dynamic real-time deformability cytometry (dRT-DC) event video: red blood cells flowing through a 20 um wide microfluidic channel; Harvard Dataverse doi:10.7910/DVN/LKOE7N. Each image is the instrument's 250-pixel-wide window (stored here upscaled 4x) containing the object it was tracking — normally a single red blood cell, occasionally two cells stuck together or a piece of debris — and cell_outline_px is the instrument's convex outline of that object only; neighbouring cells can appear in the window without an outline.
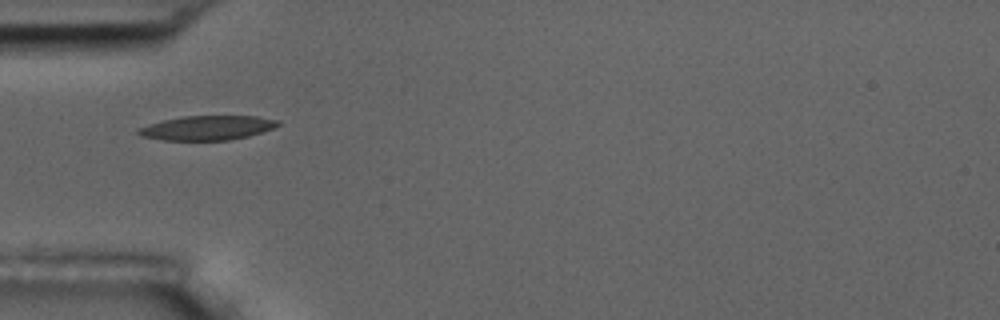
{"species": "common noctule bat (a hibernating species)", "species_latin": "Nyctalus noctula", "temperature_condition": "room temperature", "stored_images_in_passage": 5, "camera_frame_rate_fps": 3000, "um_per_image_px": 0.085, "animal": {"sex": "male", "body_mass_g": 17.5, "forearm_length_mm": 52.3}, "frame": {"image": 1, "passage_image": 1, "time_ms": 0.0, "image_size_px": [1000, 320], "cell_outline_px": [[280, 124], [272, 128], [248, 136], [228, 140], [164, 140], [140, 136], [136, 132], [136, 128], [148, 124], [164, 120], [184, 116], [256, 116], [276, 120]], "centroid_in_image_um": [17.54, 10.87], "position_along_channel_um": 67.5, "area_um2": 19.65}}
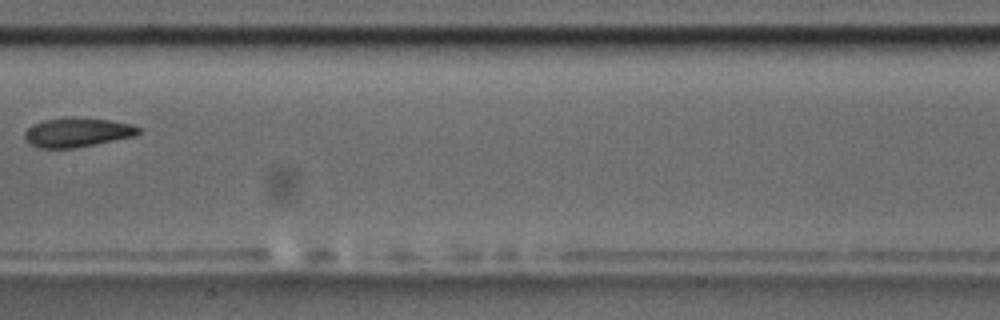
{"frame": {"image": 2, "passage_image": 4, "time_ms": 3.667, "image_size_px": [1000, 320], "cell_outline_px": [[144, 132], [136, 136], [72, 148], [36, 148], [24, 136], [24, 132], [32, 124], [44, 120], [64, 116], [76, 116], [108, 120], [132, 124], [140, 128]], "centroid_in_image_um": [6.59, 11.22], "position_along_channel_um": 200.8, "area_um2": 19.65}}
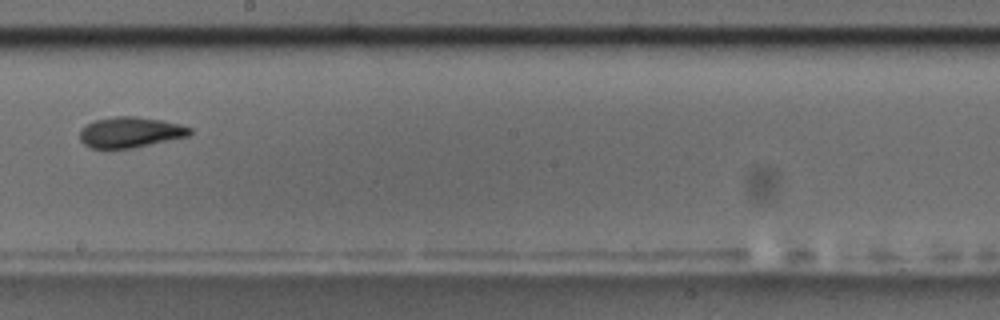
{"frame": {"image": 3, "passage_image": 5, "time_ms": 4.667, "image_size_px": [1000, 320], "cell_outline_px": [[192, 132], [188, 136], [132, 148], [92, 148], [84, 144], [80, 140], [80, 128], [96, 120], [116, 116], [136, 116], [160, 120], [180, 124], [192, 128]], "centroid_in_image_um": [11.07, 11.24], "position_along_channel_um": 237.1, "area_um2": 19.48}}